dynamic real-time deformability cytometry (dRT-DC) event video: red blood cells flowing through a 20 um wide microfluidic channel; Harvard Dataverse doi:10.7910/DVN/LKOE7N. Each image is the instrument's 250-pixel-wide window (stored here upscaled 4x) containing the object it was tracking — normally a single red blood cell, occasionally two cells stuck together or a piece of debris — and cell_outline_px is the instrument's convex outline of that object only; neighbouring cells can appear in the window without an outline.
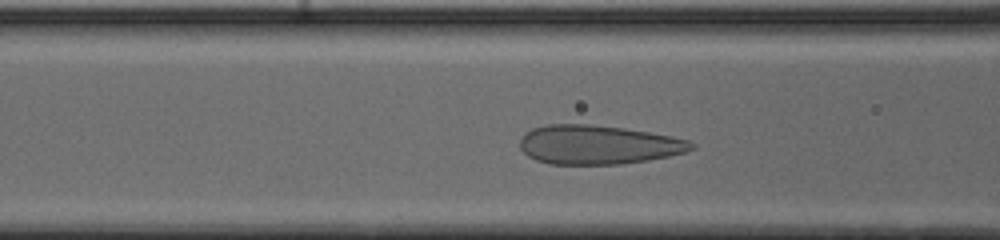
{"species": "human", "species_latin": "Homo sapiens", "temperature_condition": "cold", "stored_images_in_passage": 36, "camera_frame_rate_fps": 3000, "um_per_image_px": 0.085, "donor": {"sex": "male"}, "frame": {"image": 1, "passage_image": 12, "time_ms": 3.667, "image_size_px": [1000, 240], "cell_outline_px": [[692, 148], [684, 152], [644, 160], [612, 164], [552, 164], [540, 160], [524, 152], [520, 144], [520, 140], [528, 132], [536, 128], [552, 124], [580, 124], [620, 128], [668, 136], [684, 140], [692, 144]], "centroid_in_image_um": [50.78, 12.3], "position_along_channel_um": 115.8, "area_um2": 37.28}}
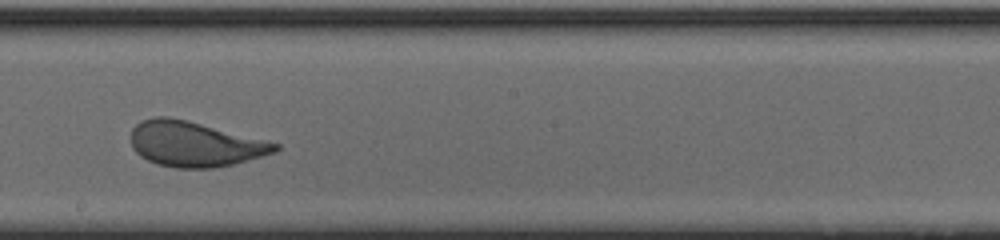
{"frame": {"image": 2, "passage_image": 21, "time_ms": 6.667, "image_size_px": [1000, 240], "cell_outline_px": [[280, 148], [272, 152], [244, 160], [228, 164], [204, 168], [180, 168], [160, 164], [148, 160], [136, 152], [132, 144], [132, 128], [136, 124], [144, 120], [184, 120], [280, 144]], "centroid_in_image_um": [16.53, 12.27], "position_along_channel_um": 231.7, "area_um2": 35.78}}
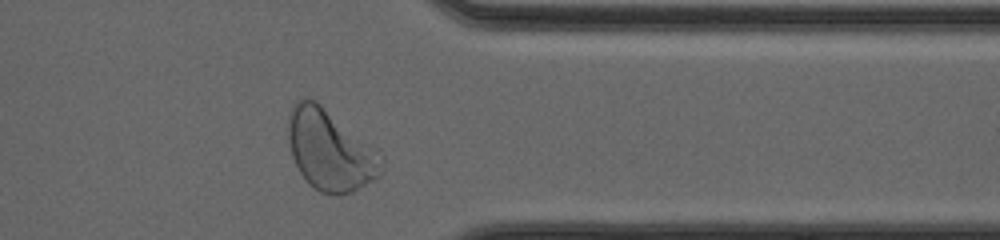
{"frame": {"image": 3, "passage_image": 33, "time_ms": 10.667, "image_size_px": [1000, 240], "cell_outline_px": [[372, 176], [348, 192], [324, 192], [316, 188], [300, 172], [296, 164], [292, 152], [292, 116], [296, 108], [304, 100], [312, 100], [324, 112]], "centroid_in_image_um": [27.56, 12.9], "position_along_channel_um": 383.8, "area_um2": 32.25}, "authors_computed_cell_mechanics": {"area_um2": 35.7493, "velocity_mm_per_s": 3.878, "shape_relaxation_time_tau1_ms": 5.3618, "shape_relaxation_time_tau2_ms": null, "deformation_change_tau1": 0.1887, "deformation_change_tau2": null}}